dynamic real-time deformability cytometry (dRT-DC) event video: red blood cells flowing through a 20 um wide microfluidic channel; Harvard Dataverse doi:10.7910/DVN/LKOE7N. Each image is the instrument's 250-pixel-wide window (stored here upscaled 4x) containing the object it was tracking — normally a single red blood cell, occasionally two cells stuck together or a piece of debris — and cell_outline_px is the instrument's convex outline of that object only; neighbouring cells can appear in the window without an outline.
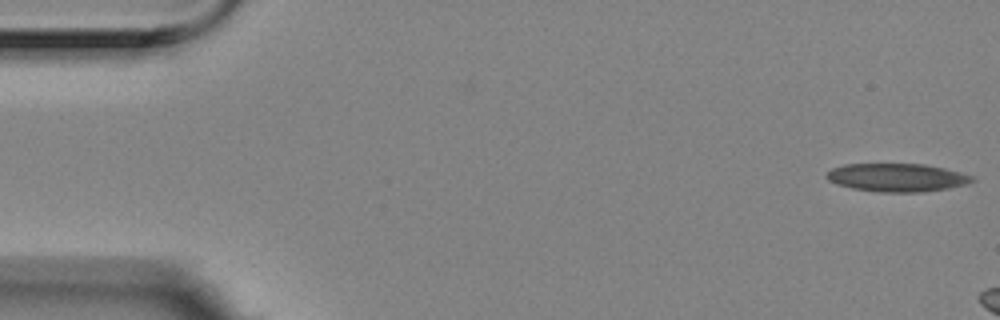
{"species": "Egyptian fruit bat (a non-hibernating species)", "species_latin": "Rousettus aegyptiacus", "temperature_condition": "room temperature", "stored_images_in_passage": 9, "camera_frame_rate_fps": 3000, "um_per_image_px": 0.085, "animal": {"sex": "female"}, "frame": {"image": 1, "passage_image": 1, "time_ms": 0.0, "image_size_px": [1000, 320], "cell_outline_px": [[976, 180], [968, 184], [948, 188], [924, 192], [876, 192], [852, 188], [836, 184], [828, 180], [824, 176], [832, 168], [844, 164], [924, 164], [944, 168], [960, 172], [972, 176]], "centroid_in_image_um": [76.24, 15.09], "position_along_channel_um": 8.8, "area_um2": 24.04}}
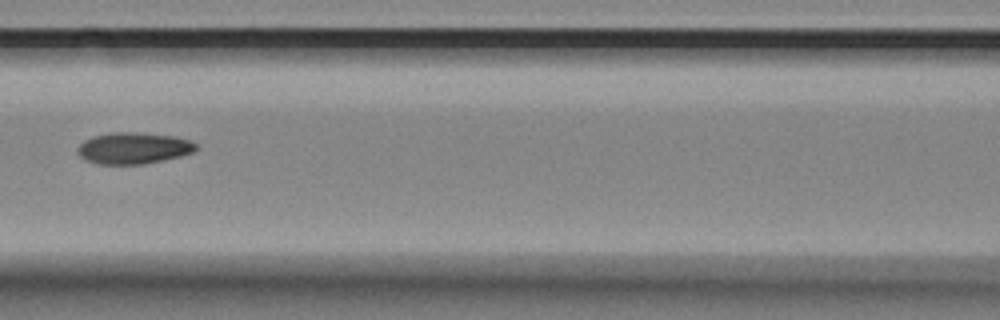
{"frame": {"image": 2, "passage_image": 8, "time_ms": 2.333, "image_size_px": [1000, 320], "cell_outline_px": [[196, 148], [192, 152], [180, 156], [164, 160], [144, 164], [100, 164], [84, 160], [76, 152], [76, 148], [84, 140], [92, 136], [112, 132], [136, 132], [176, 136], [188, 140], [196, 144]], "centroid_in_image_um": [11.3, 12.59], "position_along_channel_um": 155.3, "area_um2": 21.79}}
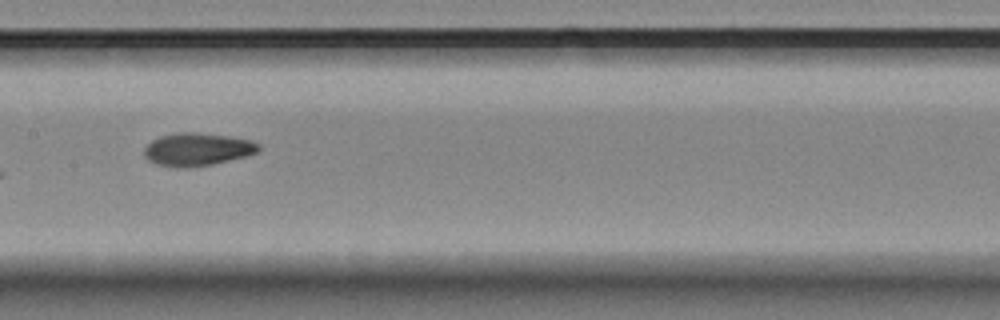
{"frame": {"image": 3, "passage_image": 9, "time_ms": 2.667, "image_size_px": [1000, 320], "cell_outline_px": [[260, 148], [256, 152], [248, 156], [212, 164], [188, 168], [176, 168], [156, 164], [148, 160], [144, 156], [144, 148], [152, 140], [160, 136], [176, 132], [196, 132], [228, 136], [252, 140], [260, 144]], "centroid_in_image_um": [16.76, 12.7], "position_along_channel_um": 190.6, "area_um2": 22.14}}